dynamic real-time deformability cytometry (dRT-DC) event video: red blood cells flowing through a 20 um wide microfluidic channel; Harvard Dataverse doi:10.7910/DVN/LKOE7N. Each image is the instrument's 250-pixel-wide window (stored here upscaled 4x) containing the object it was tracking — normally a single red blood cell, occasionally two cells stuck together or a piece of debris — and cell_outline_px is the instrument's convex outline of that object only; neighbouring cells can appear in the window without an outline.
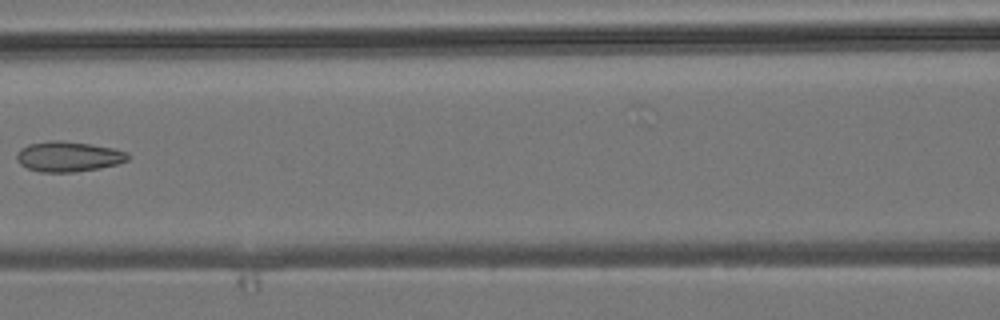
{"species": "common noctule bat (a hibernating species)", "species_latin": "Nyctalus noctula", "temperature_condition": "room temperature", "stored_images_in_passage": 3, "camera_frame_rate_fps": 3000, "um_per_image_px": 0.085, "animal": {"sex": "male", "body_mass_g": 19.2, "forearm_length_mm": 51.8}, "frame": {"image": 1, "passage_image": 3, "time_ms": 2.333, "image_size_px": [1000, 320], "cell_outline_px": [[132, 156], [128, 160], [116, 164], [100, 168], [72, 172], [40, 172], [28, 168], [20, 164], [16, 160], [16, 152], [20, 148], [28, 144], [48, 140], [60, 140], [88, 144], [112, 148], [128, 152]], "centroid_in_image_um": [5.79, 13.3], "position_along_channel_um": 160.8, "area_um2": 19.71}}